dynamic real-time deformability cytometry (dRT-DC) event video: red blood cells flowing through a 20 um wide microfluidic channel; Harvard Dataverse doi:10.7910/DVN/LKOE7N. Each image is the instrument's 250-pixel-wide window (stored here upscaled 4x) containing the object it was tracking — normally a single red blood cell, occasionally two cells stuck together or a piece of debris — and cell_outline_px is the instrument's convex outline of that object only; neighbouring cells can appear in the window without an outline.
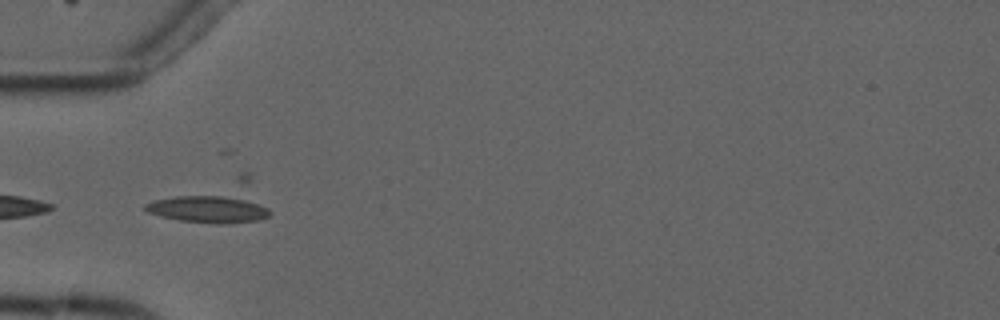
{"species": "common noctule bat (a hibernating species)", "species_latin": "Nyctalus noctula", "temperature_condition": "cold", "stored_images_in_passage": 11, "camera_frame_rate_fps": 3000, "um_per_image_px": 0.085, "animal": {"sex": "male", "forearm_length_mm": 52.5}, "frame": {"image": 1, "passage_image": 5, "time_ms": 6.667, "image_size_px": [1000, 320], "cell_outline_px": [[272, 212], [268, 216], [260, 220], [180, 220], [160, 216], [148, 212], [144, 208], [144, 204], [156, 200], [176, 196], [220, 196], [244, 200], [260, 204], [268, 208]], "centroid_in_image_um": [17.61, 17.73], "position_along_channel_um": 67.4, "area_um2": 17.98}}
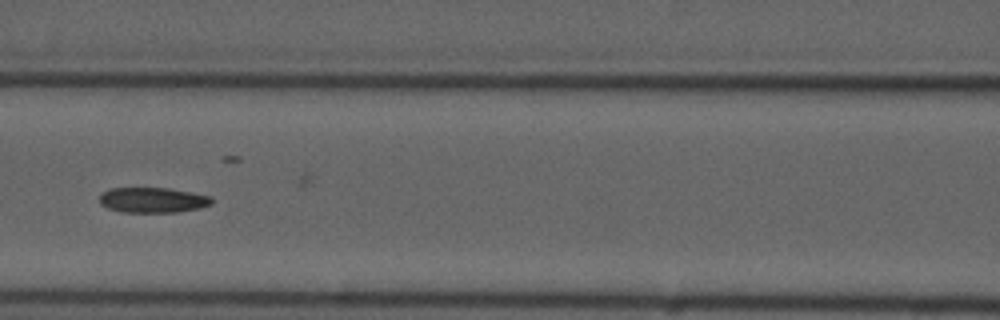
{"frame": {"image": 2, "passage_image": 7, "time_ms": 9.0, "image_size_px": [1000, 320], "cell_outline_px": [[212, 204], [200, 208], [176, 212], [120, 212], [108, 208], [100, 204], [100, 196], [108, 188], [168, 188], [192, 192], [212, 196]], "centroid_in_image_um": [13.0, 17.0], "position_along_channel_um": 153.6, "area_um2": 16.59}}
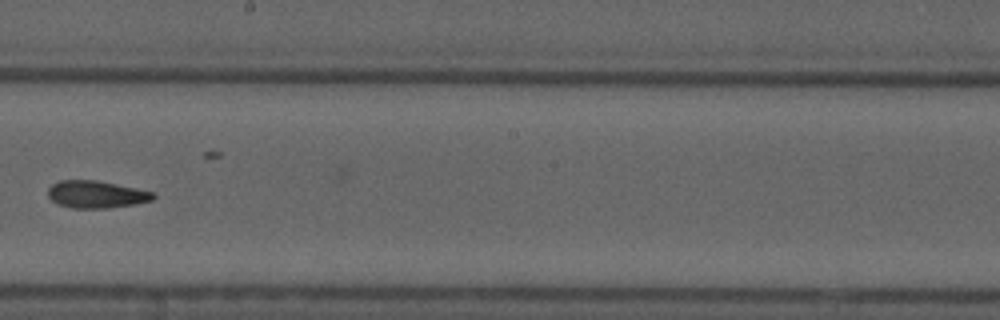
{"frame": {"image": 3, "passage_image": 9, "time_ms": 11.333, "image_size_px": [1000, 320], "cell_outline_px": [[156, 196], [152, 200], [136, 204], [108, 208], [72, 208], [56, 204], [48, 196], [48, 188], [52, 184], [60, 180], [96, 180], [156, 192]], "centroid_in_image_um": [8.19, 16.52], "position_along_channel_um": 240.0, "area_um2": 16.88}}